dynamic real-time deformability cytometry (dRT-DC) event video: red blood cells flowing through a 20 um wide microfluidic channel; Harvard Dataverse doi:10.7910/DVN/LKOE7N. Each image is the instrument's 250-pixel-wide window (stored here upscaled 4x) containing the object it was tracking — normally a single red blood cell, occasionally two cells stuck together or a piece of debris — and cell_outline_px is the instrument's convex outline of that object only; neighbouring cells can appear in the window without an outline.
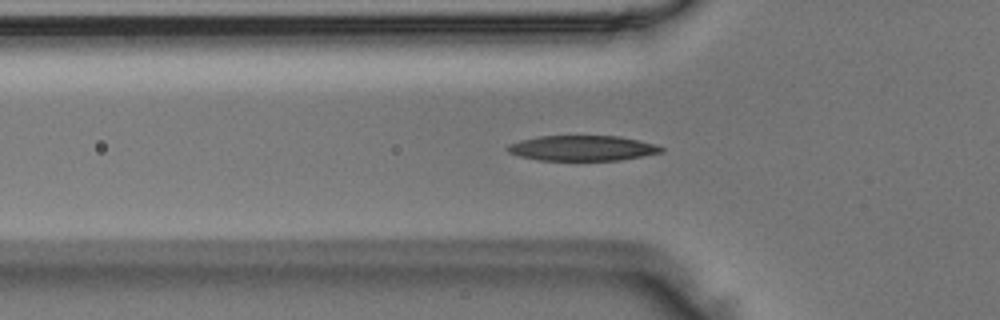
{"species": "Egyptian fruit bat (a non-hibernating species)", "species_latin": "Rousettus aegyptiacus", "temperature_condition": "room temperature", "stored_images_in_passage": 43, "camera_frame_rate_fps": 3000, "um_per_image_px": 0.085, "animal": {"sex": "male"}, "frame": {"image": 1, "passage_image": 8, "time_ms": 2.333, "image_size_px": [1000, 320], "cell_outline_px": [[664, 152], [620, 160], [540, 160], [520, 156], [508, 152], [504, 148], [508, 144], [520, 140], [540, 136], [620, 136], [640, 140], [656, 144], [664, 148]], "centroid_in_image_um": [49.51, 12.59], "position_along_channel_um": 76.3, "area_um2": 22.72}}
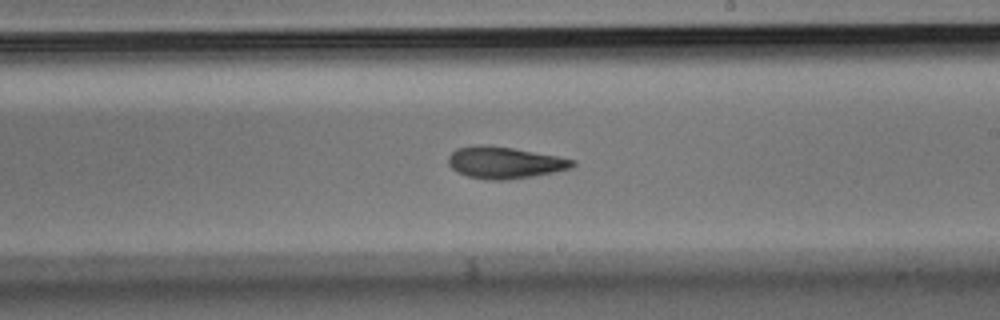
{"frame": {"image": 2, "passage_image": 21, "time_ms": 6.667, "image_size_px": [1000, 320], "cell_outline_px": [[576, 164], [572, 168], [532, 176], [508, 180], [488, 180], [468, 176], [456, 172], [448, 164], [448, 156], [456, 148], [512, 148], [556, 156], [576, 160]], "centroid_in_image_um": [42.93, 13.87], "position_along_channel_um": 246.1, "area_um2": 22.08}}
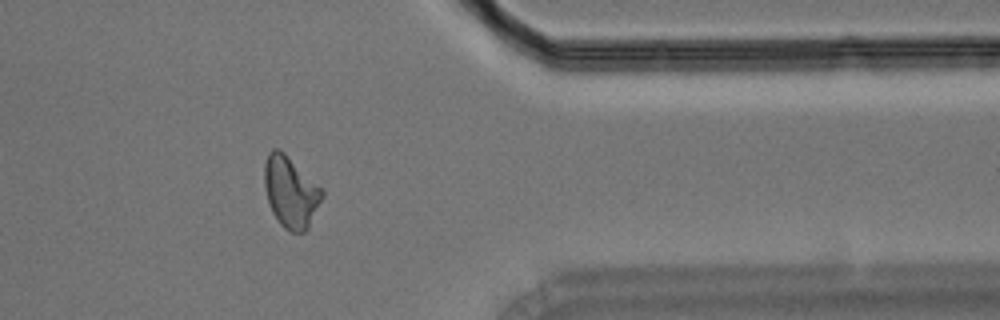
{"frame": {"image": 3, "passage_image": 33, "time_ms": 10.667, "image_size_px": [1000, 320], "cell_outline_px": [[324, 196], [308, 228], [304, 232], [288, 232], [280, 224], [272, 212], [264, 188], [264, 164], [268, 152], [272, 148], [280, 148], [324, 188]], "centroid_in_image_um": [24.72, 16.29], "position_along_channel_um": 386.7, "area_um2": 24.45}}